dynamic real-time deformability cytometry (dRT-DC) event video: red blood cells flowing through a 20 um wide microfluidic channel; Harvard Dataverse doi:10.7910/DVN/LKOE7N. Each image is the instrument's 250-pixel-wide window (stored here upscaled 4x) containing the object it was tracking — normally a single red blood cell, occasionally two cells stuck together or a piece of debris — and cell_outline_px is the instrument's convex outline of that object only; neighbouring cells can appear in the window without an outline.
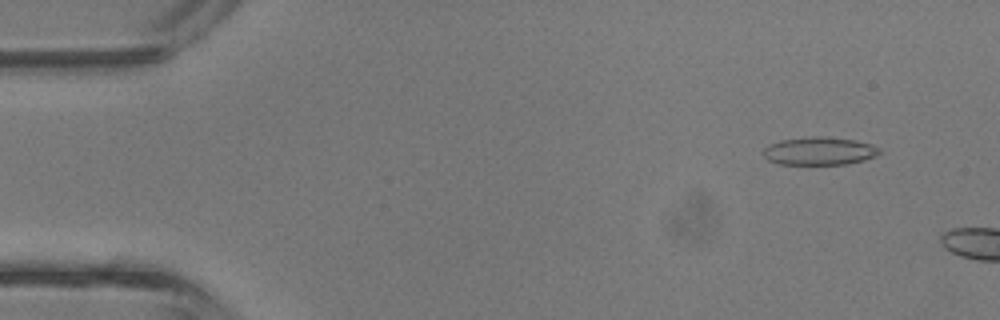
{"species": "common noctule bat (a hibernating species)", "species_latin": "Nyctalus noctula", "temperature_condition": "room temperature", "stored_images_in_passage": 7, "camera_frame_rate_fps": 3000, "um_per_image_px": 0.085, "animal": {"sex": "male", "body_mass_g": 13.3}, "frame": {"image": 1, "passage_image": 4, "time_ms": 1.0, "image_size_px": [1000, 320], "cell_outline_px": [[880, 152], [876, 156], [864, 160], [848, 164], [780, 164], [768, 160], [764, 156], [764, 148], [768, 144], [780, 140], [812, 136], [820, 136], [856, 140], [880, 148]], "centroid_in_image_um": [69.63, 12.83], "position_along_channel_um": 15.4, "area_um2": 18.9}}